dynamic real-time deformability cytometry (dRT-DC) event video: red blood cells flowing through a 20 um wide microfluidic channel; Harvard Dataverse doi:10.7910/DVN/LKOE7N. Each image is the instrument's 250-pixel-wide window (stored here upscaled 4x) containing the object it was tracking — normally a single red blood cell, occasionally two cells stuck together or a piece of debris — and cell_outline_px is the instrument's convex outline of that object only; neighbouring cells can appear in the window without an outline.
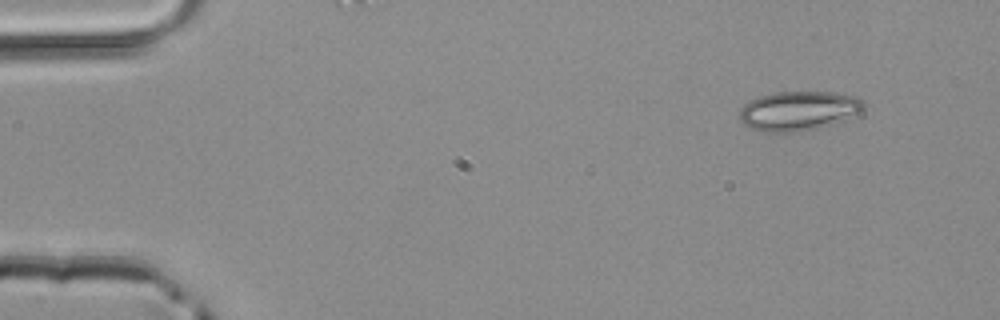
{"species": "common noctule bat (a hibernating species)", "species_latin": "Nyctalus noctula", "temperature_condition": "room temperature", "stored_images_in_passage": 44, "camera_frame_rate_fps": 3000, "um_per_image_px": 0.085, "animal": {"sex": "male", "body_mass_g": 20.4}, "frame": {"image": 1, "passage_image": 1, "time_ms": 0.0, "image_size_px": [1000, 320], "cell_outline_px": [[864, 108], [860, 112], [844, 120], [820, 128], [792, 132], [760, 132], [744, 124], [740, 120], [740, 108], [748, 100], [760, 96], [776, 92], [832, 92], [856, 96], [864, 100]], "centroid_in_image_um": [67.87, 9.42], "position_along_channel_um": 17.1, "area_um2": 28.67}}
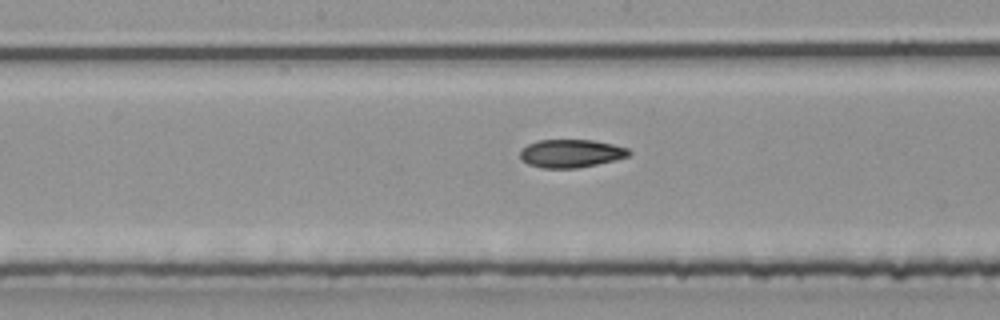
{"frame": {"image": 2, "passage_image": 21, "time_ms": 6.667, "image_size_px": [1000, 320], "cell_outline_px": [[632, 152], [628, 156], [596, 164], [576, 168], [544, 168], [528, 164], [520, 160], [520, 152], [528, 144], [540, 140], [596, 140], [628, 148]], "centroid_in_image_um": [48.52, 13.04], "position_along_channel_um": 199.7, "area_um2": 17.69}}
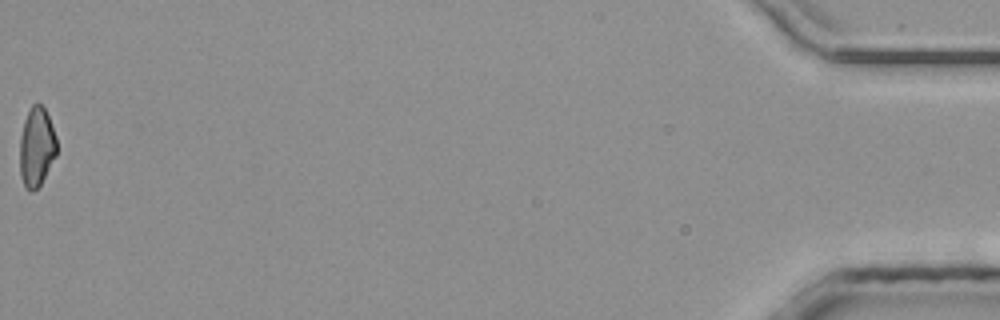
{"frame": {"image": 3, "passage_image": 44, "time_ms": 14.333, "image_size_px": [1000, 320], "cell_outline_px": [[56, 156], [40, 184], [32, 192], [24, 184], [20, 176], [20, 136], [24, 120], [32, 104], [40, 104], [44, 108], [48, 116], [56, 136]], "centroid_in_image_um": [3.1, 12.48], "position_along_channel_um": 432.1, "area_um2": 16.82}}